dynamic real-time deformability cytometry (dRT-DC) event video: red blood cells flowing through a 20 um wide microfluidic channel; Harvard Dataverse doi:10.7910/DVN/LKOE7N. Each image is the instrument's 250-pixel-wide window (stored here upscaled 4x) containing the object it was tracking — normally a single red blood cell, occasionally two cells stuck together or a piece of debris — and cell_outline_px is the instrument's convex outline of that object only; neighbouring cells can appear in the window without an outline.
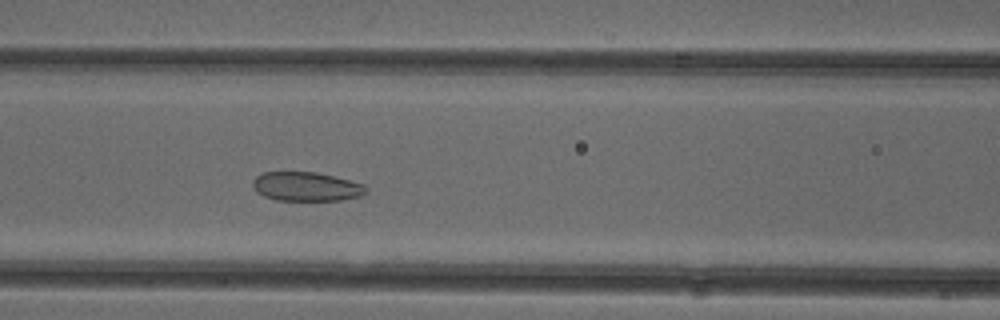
{"species": "common noctule bat (a hibernating species)", "species_latin": "Nyctalus noctula", "temperature_condition": "cold", "stored_images_in_passage": 40, "camera_frame_rate_fps": 3000, "um_per_image_px": 0.085, "animal": {"sex": "female"}, "frame": {"image": 1, "passage_image": 12, "time_ms": 3.667, "image_size_px": [1000, 320], "cell_outline_px": [[368, 192], [360, 196], [340, 200], [276, 200], [264, 196], [256, 192], [252, 188], [252, 180], [256, 176], [264, 172], [316, 172], [364, 184], [368, 188]], "centroid_in_image_um": [26.01, 15.86], "position_along_channel_um": 140.6, "area_um2": 19.25}}
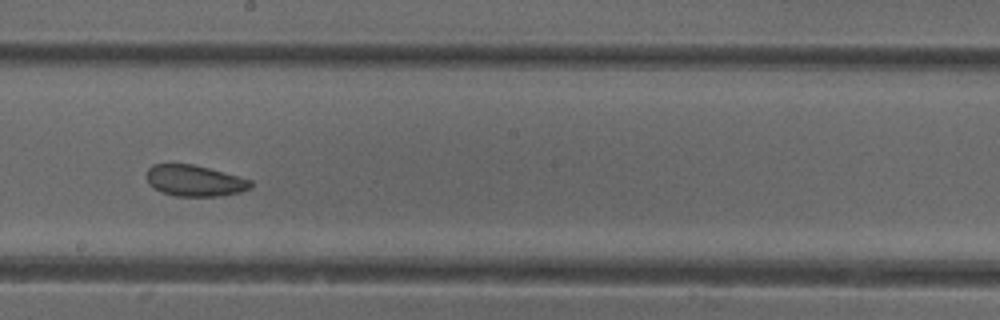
{"frame": {"image": 2, "passage_image": 19, "time_ms": 6.0, "image_size_px": [1000, 320], "cell_outline_px": [[252, 188], [240, 192], [216, 196], [176, 196], [160, 192], [148, 184], [148, 168], [152, 164], [192, 164], [208, 168], [252, 180]], "centroid_in_image_um": [16.54, 15.36], "position_along_channel_um": 231.7, "area_um2": 18.79}}
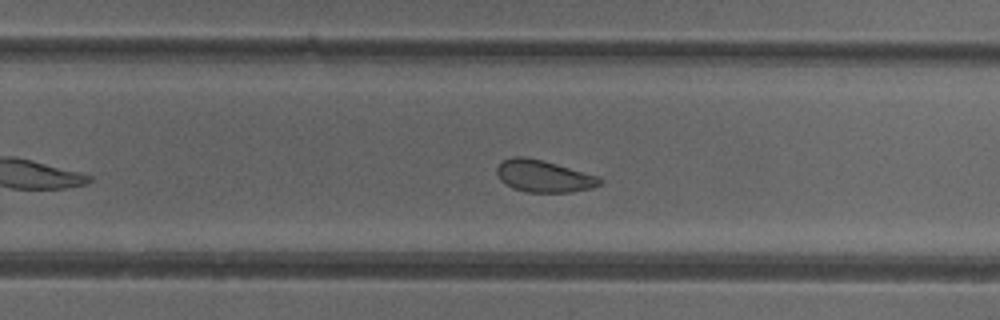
{"frame": {"image": 3, "passage_image": 23, "time_ms": 7.333, "image_size_px": [1000, 320], "cell_outline_px": [[604, 180], [600, 184], [592, 188], [572, 192], [524, 192], [512, 188], [500, 180], [496, 172], [496, 168], [504, 160], [512, 156], [524, 156], [544, 160], [600, 176]], "centroid_in_image_um": [46.23, 14.97], "position_along_channel_um": 283.6, "area_um2": 19.48}, "authors_computed_cell_mechanics": {"area_um2": 20.4612, "velocity_mm_per_s": 3.9038, "shape_relaxation_time_tau1_ms": null, "shape_relaxation_time_tau2_ms": 1.96, "deformation_change_tau1": null, "deformation_change_tau2": 0.0741}}